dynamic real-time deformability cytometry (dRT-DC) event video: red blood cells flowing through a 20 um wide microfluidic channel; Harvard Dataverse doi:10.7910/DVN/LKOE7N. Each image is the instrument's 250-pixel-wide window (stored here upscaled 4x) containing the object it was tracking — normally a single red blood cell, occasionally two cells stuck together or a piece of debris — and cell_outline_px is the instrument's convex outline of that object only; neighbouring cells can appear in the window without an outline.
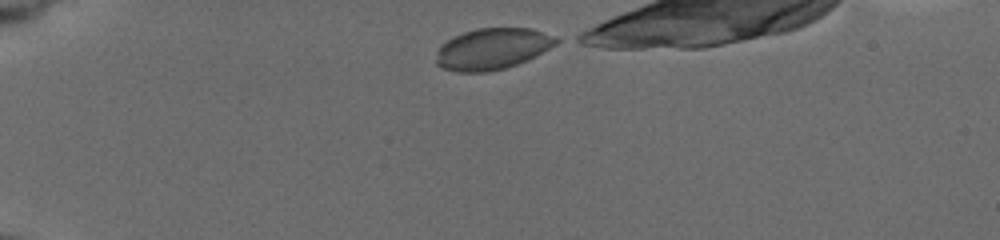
{"species": "common noctule bat (a hibernating species)", "species_latin": "Nyctalus noctula", "temperature_condition": "cold", "stored_images_in_passage": 33, "camera_frame_rate_fps": 3000, "um_per_image_px": 0.085, "animal": {"sex": "female", "body_mass_g": 19.5, "forearm_length_mm": 54.1}, "frame": {"image": 1, "passage_image": 1, "time_ms": 0.0, "image_size_px": [1000, 240], "cell_outline_px": [[560, 40], [556, 44], [516, 64], [504, 68], [484, 72], [460, 72], [444, 68], [436, 64], [436, 52], [440, 44], [464, 32], [476, 28], [532, 28]], "centroid_in_image_um": [41.78, 4.14], "position_along_channel_um": 43.2, "area_um2": 28.26}}
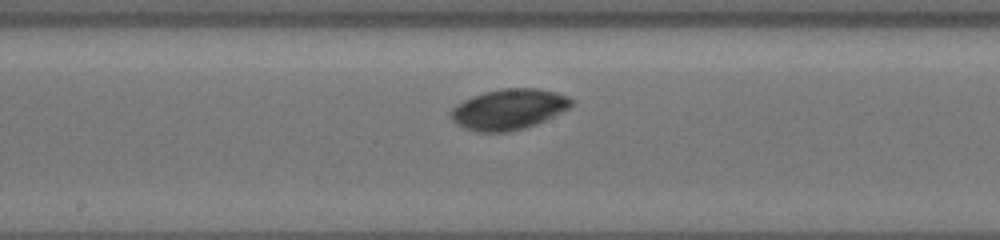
{"frame": {"image": 2, "passage_image": 19, "time_ms": 5.667, "image_size_px": [1000, 240], "cell_outline_px": [[572, 104], [568, 108], [536, 124], [524, 128], [508, 132], [476, 132], [464, 128], [452, 120], [452, 108], [456, 104], [472, 96], [484, 92], [500, 88], [536, 88], [556, 92], [568, 96], [572, 100]], "centroid_in_image_um": [43.22, 9.28], "position_along_channel_um": 205.0, "area_um2": 28.32}}
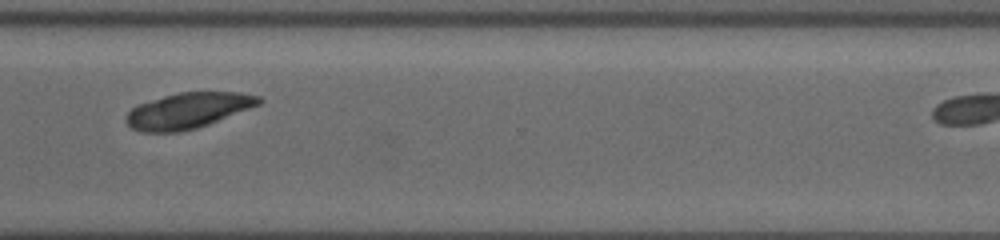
{"frame": {"image": 3, "passage_image": 32, "time_ms": 9.667, "image_size_px": [1000, 240], "cell_outline_px": [[264, 100], [260, 104], [208, 124], [196, 128], [180, 132], [140, 132], [132, 128], [124, 120], [128, 112], [136, 104], [164, 96], [180, 92], [240, 92], [260, 96]], "centroid_in_image_um": [15.96, 9.4], "position_along_channel_um": 354.6, "area_um2": 27.57}}